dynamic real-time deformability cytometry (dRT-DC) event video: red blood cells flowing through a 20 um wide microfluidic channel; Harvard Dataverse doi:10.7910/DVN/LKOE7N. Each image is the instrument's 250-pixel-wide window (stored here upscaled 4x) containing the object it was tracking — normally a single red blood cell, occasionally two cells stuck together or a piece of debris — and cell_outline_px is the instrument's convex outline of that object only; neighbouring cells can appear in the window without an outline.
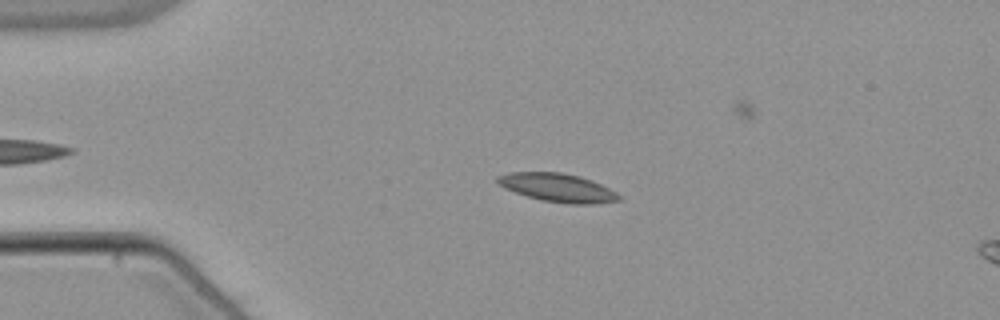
{"species": "common noctule bat (a hibernating species)", "species_latin": "Nyctalus noctula", "temperature_condition": "warm", "stored_images_in_passage": 48, "camera_frame_rate_fps": 3000, "um_per_image_px": 0.085, "animal": {"sex": "male", "body_mass_g": 21.5, "forearm_length_mm": 52.0}, "frame": {"image": 1, "passage_image": 12, "time_ms": 3.667, "image_size_px": [1000, 320], "cell_outline_px": [[620, 200], [596, 204], [568, 204], [540, 200], [504, 188], [496, 184], [496, 176], [512, 172], [560, 172], [580, 176], [592, 180], [616, 192], [620, 196]], "centroid_in_image_um": [47.38, 15.95], "position_along_channel_um": 37.6, "area_um2": 20.17}}
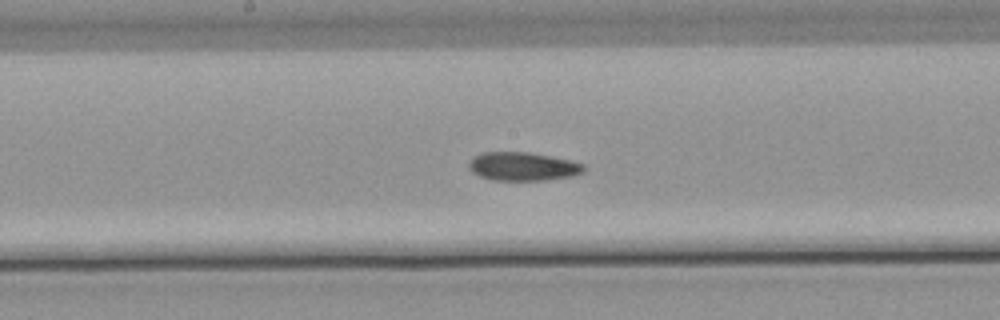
{"frame": {"image": 2, "passage_image": 28, "time_ms": 9.0, "image_size_px": [1000, 320], "cell_outline_px": [[584, 172], [572, 176], [544, 180], [492, 180], [480, 176], [472, 172], [468, 168], [468, 164], [472, 156], [480, 152], [528, 152], [568, 160], [584, 164]], "centroid_in_image_um": [44.38, 14.14], "position_along_channel_um": 203.8, "area_um2": 19.07}}
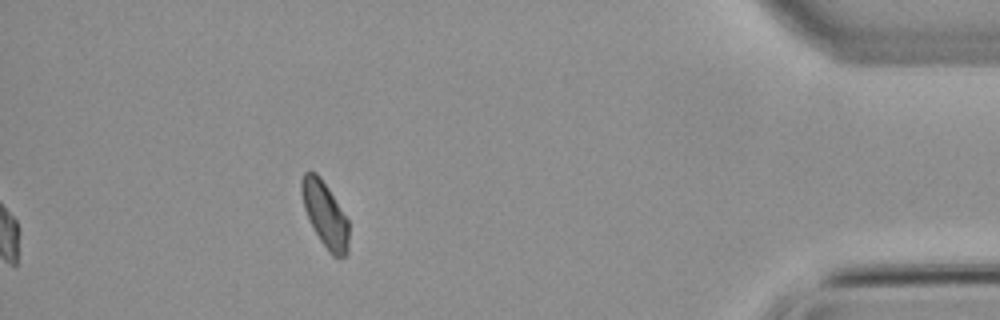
{"frame": {"image": 3, "passage_image": 48, "time_ms": 15.667, "image_size_px": [1000, 320], "cell_outline_px": [[348, 252], [344, 256], [332, 256], [328, 252], [320, 240], [304, 208], [300, 192], [300, 180], [304, 172], [316, 172], [320, 176], [328, 188], [348, 220]], "centroid_in_image_um": [27.61, 18.2], "position_along_channel_um": 407.6, "area_um2": 17.74}, "authors_computed_cell_mechanics": {"area_um2": 19.363, "velocity_mm_per_s": 3.832, "shape_relaxation_time_tau1_ms": null, "shape_relaxation_time_tau2_ms": 6.4012, "deformation_change_tau1": null, "deformation_change_tau2": 0.1211}}